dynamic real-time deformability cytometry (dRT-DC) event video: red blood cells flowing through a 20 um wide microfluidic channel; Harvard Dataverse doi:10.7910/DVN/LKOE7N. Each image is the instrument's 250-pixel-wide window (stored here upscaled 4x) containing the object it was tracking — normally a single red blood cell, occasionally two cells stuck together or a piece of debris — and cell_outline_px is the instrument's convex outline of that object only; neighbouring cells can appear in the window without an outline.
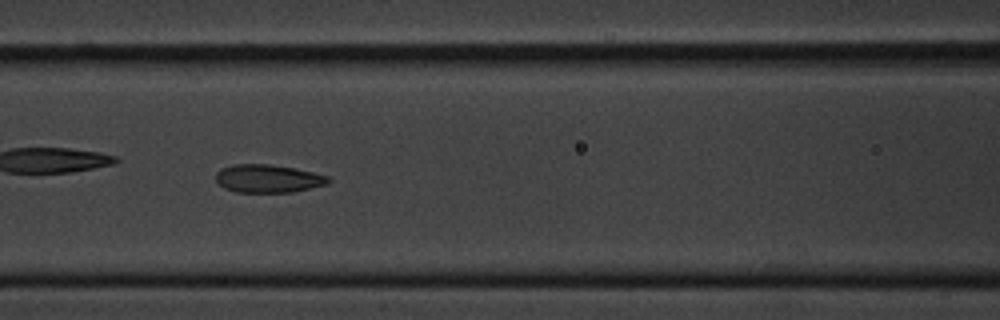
{"species": "common noctule bat (a hibernating species)", "species_latin": "Nyctalus noctula", "temperature_condition": "cold", "stored_images_in_passage": 17, "camera_frame_rate_fps": 3000, "um_per_image_px": 0.085, "animal": {"sex": "male", "body_mass_g": 20.1, "forearm_length_mm": 53.5}, "frame": {"image": 1, "passage_image": 8, "time_ms": 8.0, "image_size_px": [1000, 320], "cell_outline_px": [[332, 180], [328, 184], [292, 192], [236, 192], [224, 188], [216, 180], [216, 172], [220, 168], [232, 164], [268, 164], [296, 168], [328, 176]], "centroid_in_image_um": [22.78, 15.17], "position_along_channel_um": 143.8, "area_um2": 18.5}, "authors_computed_cell_mechanics": {"area_um2": 19.7098, "velocity_mm_per_s": 3.4673, "shape_relaxation_time_tau1_ms": 4.2136, "shape_relaxation_time_tau2_ms": 3.0224, "deformation_change_tau1": 0.1011, "deformation_change_tau2": 0.0565}}